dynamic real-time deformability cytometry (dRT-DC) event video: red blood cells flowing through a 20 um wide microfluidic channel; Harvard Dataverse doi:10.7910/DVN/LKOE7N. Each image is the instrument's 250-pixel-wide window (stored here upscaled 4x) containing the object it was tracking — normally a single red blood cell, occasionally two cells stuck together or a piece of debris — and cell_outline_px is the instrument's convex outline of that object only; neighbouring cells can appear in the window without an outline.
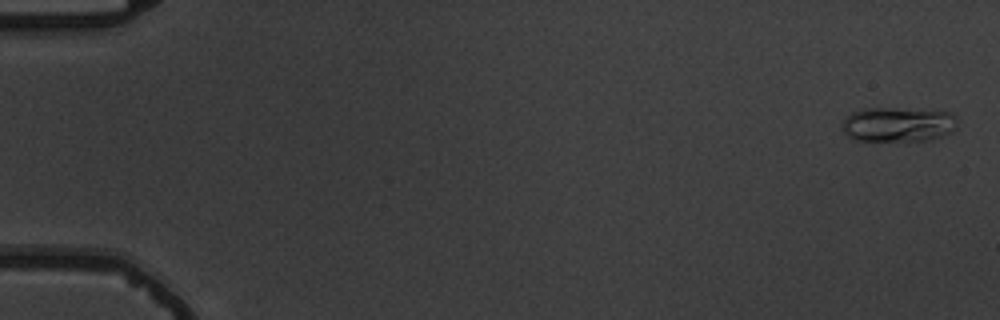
{"species": "common noctule bat (a hibernating species)", "species_latin": "Nyctalus noctula", "temperature_condition": "warm", "stored_images_in_passage": 6, "segment_of_instrument_passage": [1, 2], "camera_frame_rate_fps": 3000, "um_per_image_px": 0.085, "animal": {"sex": "male", "body_mass_g": 19.5, "forearm_length_mm": 54.6}, "frame": {"image": 1, "passage_image": 1, "time_ms": 0.0, "image_size_px": [1000, 320], "cell_outline_px": [[956, 128], [952, 132], [932, 140], [852, 140], [844, 132], [840, 124], [844, 116], [852, 112], [864, 108], [888, 108], [952, 112], [956, 116]], "centroid_in_image_um": [76.3, 10.57], "position_along_channel_um": 8.7, "area_um2": 23.41}}